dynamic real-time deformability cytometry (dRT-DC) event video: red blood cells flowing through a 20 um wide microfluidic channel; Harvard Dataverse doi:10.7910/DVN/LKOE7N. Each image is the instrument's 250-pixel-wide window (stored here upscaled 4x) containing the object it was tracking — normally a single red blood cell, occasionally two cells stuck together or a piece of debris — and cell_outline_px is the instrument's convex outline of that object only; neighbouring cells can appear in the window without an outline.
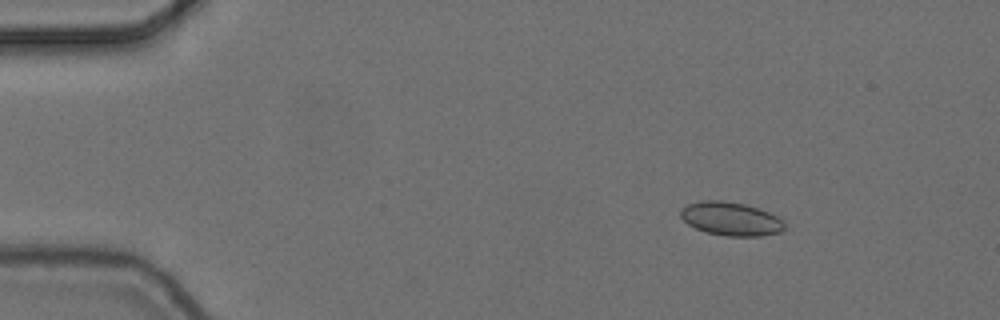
{"species": "common noctule bat (a hibernating species)", "species_latin": "Nyctalus noctula", "temperature_condition": "cold", "stored_images_in_passage": 7, "camera_frame_rate_fps": 3000, "um_per_image_px": 0.085, "animal": {"sex": "female", "body_mass_g": 24.6, "forearm_length_mm": 56.2}, "frame": {"image": 1, "passage_image": 1, "time_ms": 0.0, "image_size_px": [1000, 320], "cell_outline_px": [[784, 228], [780, 232], [760, 236], [724, 236], [708, 232], [696, 228], [688, 224], [680, 216], [680, 212], [688, 204], [700, 200], [724, 200], [744, 204], [768, 212], [784, 220]], "centroid_in_image_um": [62.12, 18.6], "position_along_channel_um": 22.9, "area_um2": 20.17}}
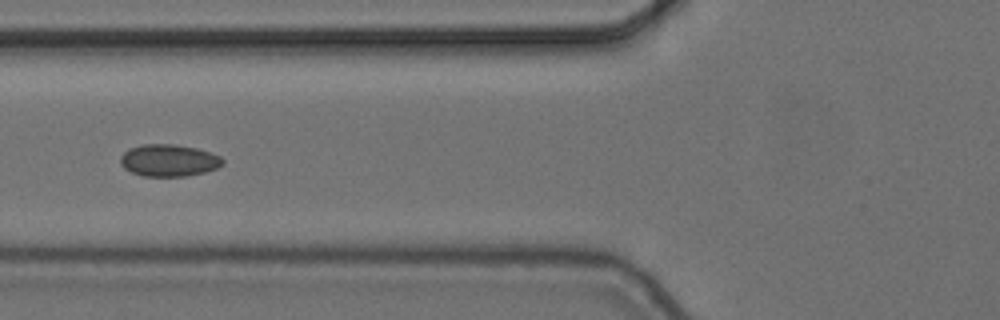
{"frame": {"image": 2, "passage_image": 5, "time_ms": 1.333, "image_size_px": [1000, 320], "cell_outline_px": [[224, 164], [216, 168], [204, 172], [184, 176], [144, 176], [132, 172], [124, 168], [120, 164], [120, 156], [128, 148], [140, 144], [176, 144], [196, 148], [220, 156], [224, 160]], "centroid_in_image_um": [14.32, 13.62], "position_along_channel_um": 111.5, "area_um2": 19.13}}
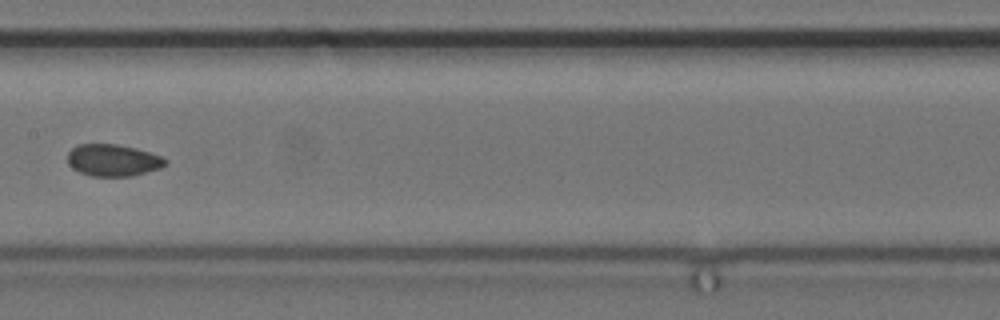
{"frame": {"image": 3, "passage_image": 7, "time_ms": 2.0, "image_size_px": [1000, 320], "cell_outline_px": [[168, 164], [160, 168], [132, 176], [92, 176], [80, 172], [72, 168], [68, 164], [68, 152], [72, 148], [80, 144], [116, 144], [136, 148], [160, 156], [168, 160]], "centroid_in_image_um": [9.61, 13.62], "position_along_channel_um": 197.8, "area_um2": 18.15}}